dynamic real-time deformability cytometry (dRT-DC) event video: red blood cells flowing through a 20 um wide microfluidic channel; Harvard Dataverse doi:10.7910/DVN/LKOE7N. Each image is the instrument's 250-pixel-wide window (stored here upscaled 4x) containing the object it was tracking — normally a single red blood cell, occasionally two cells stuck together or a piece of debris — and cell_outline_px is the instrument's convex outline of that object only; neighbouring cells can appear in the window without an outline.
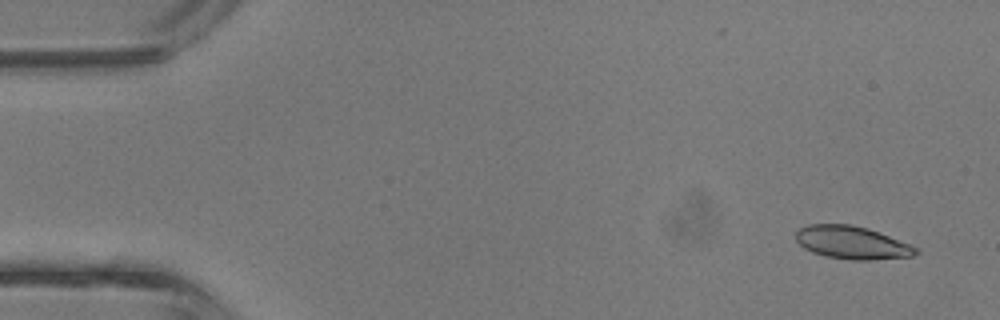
{"species": "common noctule bat (a hibernating species)", "species_latin": "Nyctalus noctula", "temperature_condition": "room temperature", "stored_images_in_passage": 5, "camera_frame_rate_fps": 3000, "um_per_image_px": 0.085, "animal": {"sex": "male", "body_mass_g": 13.3}, "frame": {"image": 1, "passage_image": 1, "time_ms": 0.0, "image_size_px": [1000, 320], "cell_outline_px": [[920, 252], [912, 256], [868, 260], [852, 260], [824, 256], [812, 252], [804, 248], [796, 240], [796, 232], [800, 228], [808, 224], [852, 224], [888, 236], [920, 248]], "centroid_in_image_um": [72.4, 20.63], "position_along_channel_um": 12.6, "area_um2": 22.83}}
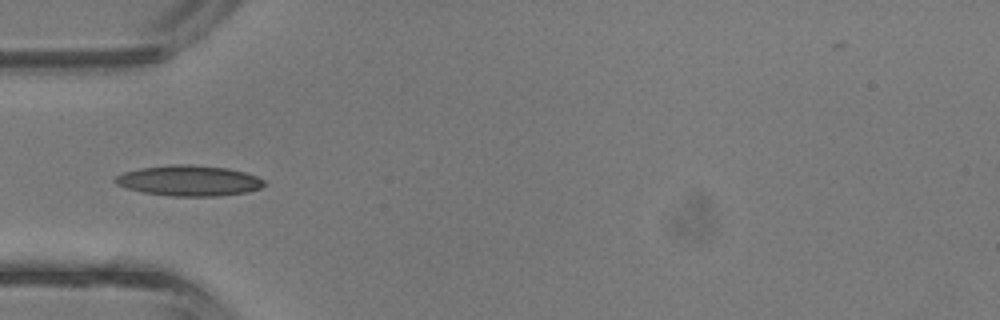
{"frame": {"image": 2, "passage_image": 4, "time_ms": 1.0, "image_size_px": [1000, 320], "cell_outline_px": [[268, 184], [260, 188], [248, 192], [220, 196], [172, 196], [144, 192], [128, 188], [116, 184], [112, 180], [116, 176], [124, 172], [140, 168], [172, 164], [188, 164], [228, 168], [244, 172], [256, 176], [264, 180]], "centroid_in_image_um": [16.09, 15.35], "position_along_channel_um": 68.9, "area_um2": 26.59}}
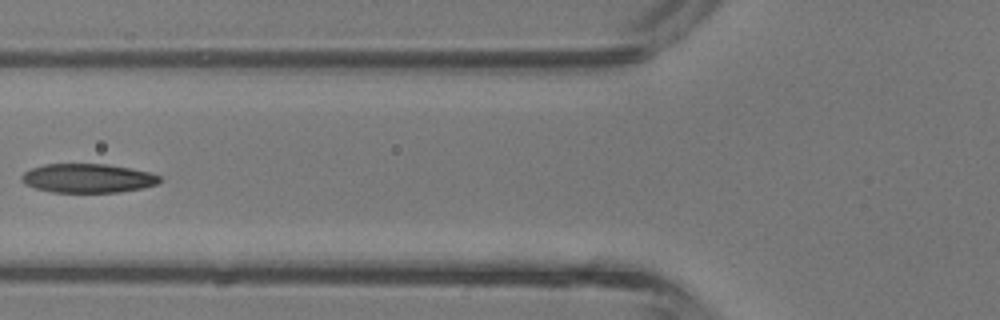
{"frame": {"image": 3, "passage_image": 5, "time_ms": 1.333, "image_size_px": [1000, 320], "cell_outline_px": [[164, 180], [156, 184], [144, 188], [120, 192], [52, 192], [36, 188], [24, 184], [20, 180], [20, 176], [24, 172], [32, 168], [44, 164], [108, 164], [132, 168], [148, 172], [160, 176]], "centroid_in_image_um": [7.47, 15.15], "position_along_channel_um": 118.3, "area_um2": 23.52}}